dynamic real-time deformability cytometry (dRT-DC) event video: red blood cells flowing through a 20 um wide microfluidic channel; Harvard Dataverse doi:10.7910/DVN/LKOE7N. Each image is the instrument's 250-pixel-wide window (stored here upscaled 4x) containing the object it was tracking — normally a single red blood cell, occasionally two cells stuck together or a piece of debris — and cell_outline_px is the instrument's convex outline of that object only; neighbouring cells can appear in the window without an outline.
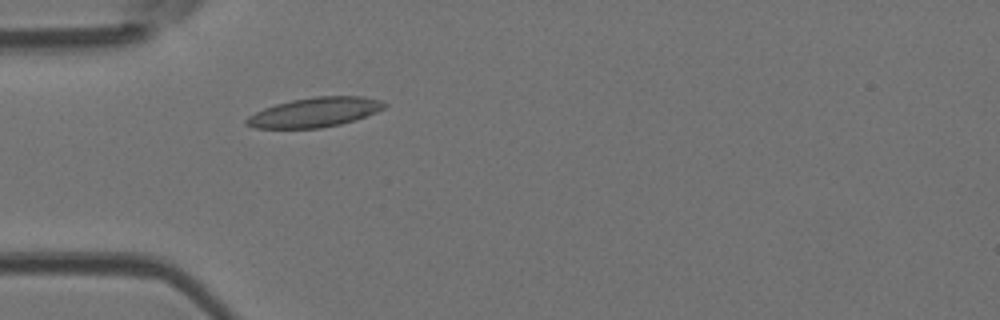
{"species": "Egyptian fruit bat (a non-hibernating species)", "species_latin": "Rousettus aegyptiacus", "temperature_condition": "room temperature", "stored_images_in_passage": 3, "camera_frame_rate_fps": 3000, "um_per_image_px": 0.085, "animal": {"sex": "female"}, "frame": {"image": 1, "passage_image": 3, "time_ms": 0.667, "image_size_px": [1000, 320], "cell_outline_px": [[388, 104], [384, 108], [376, 112], [340, 124], [320, 128], [256, 128], [244, 124], [244, 120], [248, 116], [264, 108], [276, 104], [292, 100], [316, 96], [364, 96], [380, 100]], "centroid_in_image_um": [26.73, 9.54], "position_along_channel_um": 58.3, "area_um2": 23.58}}